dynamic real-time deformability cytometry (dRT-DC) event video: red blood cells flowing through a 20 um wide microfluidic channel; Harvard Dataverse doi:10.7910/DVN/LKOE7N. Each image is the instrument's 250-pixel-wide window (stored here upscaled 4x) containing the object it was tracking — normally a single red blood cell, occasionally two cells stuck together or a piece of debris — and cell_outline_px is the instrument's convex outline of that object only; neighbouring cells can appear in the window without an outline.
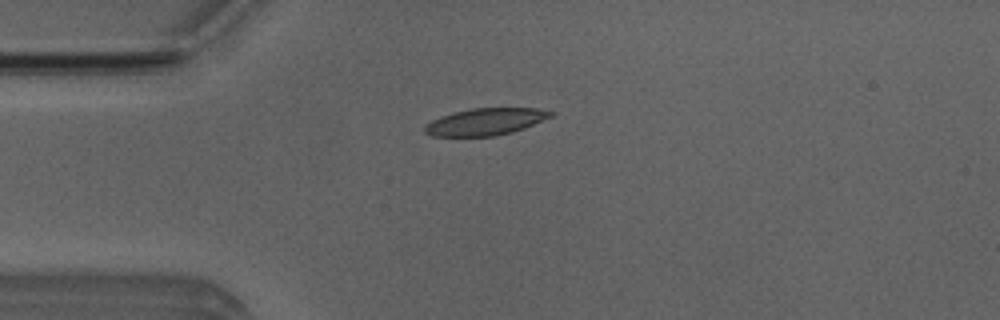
{"species": "Egyptian fruit bat (a non-hibernating species)", "species_latin": "Rousettus aegyptiacus", "temperature_condition": "room temperature", "stored_images_in_passage": 42, "camera_frame_rate_fps": 3000, "um_per_image_px": 0.085, "animal": {"sex": "male"}, "frame": {"image": 1, "passage_image": 9, "time_ms": 2.667, "image_size_px": [1000, 320], "cell_outline_px": [[556, 112], [552, 116], [524, 128], [512, 132], [496, 136], [432, 136], [424, 132], [424, 124], [440, 116], [452, 112], [472, 108], [536, 108]], "centroid_in_image_um": [41.24, 10.34], "position_along_channel_um": 43.8, "area_um2": 19.88}}
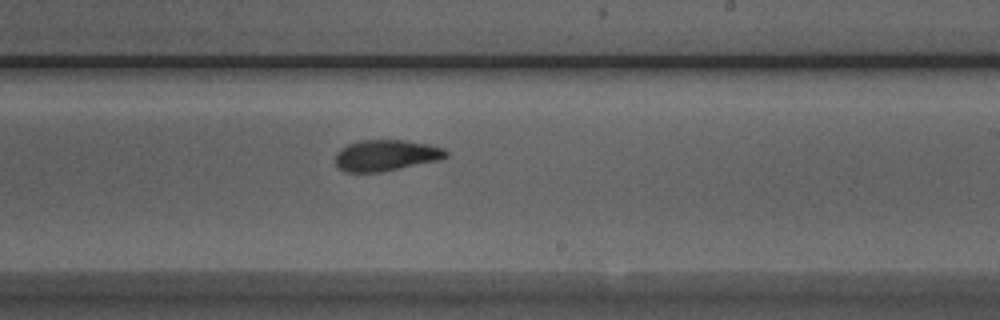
{"frame": {"image": 2, "passage_image": 27, "time_ms": 8.667, "image_size_px": [1000, 320], "cell_outline_px": [[448, 156], [440, 160], [380, 172], [348, 172], [340, 168], [336, 164], [336, 152], [340, 148], [348, 144], [360, 140], [404, 140], [428, 144], [444, 148], [448, 152]], "centroid_in_image_um": [32.82, 13.2], "position_along_channel_um": 256.2, "area_um2": 20.06}}
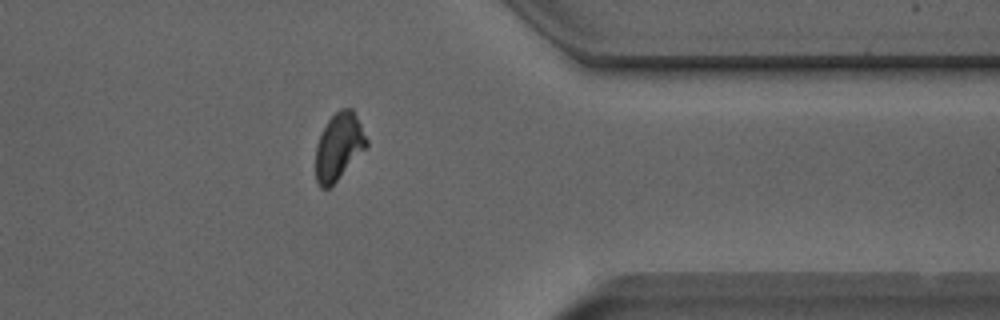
{"frame": {"image": 3, "passage_image": 38, "time_ms": 12.333, "image_size_px": [1000, 320], "cell_outline_px": [[368, 144], [336, 180], [328, 188], [320, 188], [316, 180], [316, 144], [328, 120], [340, 108], [352, 108], [368, 140]], "centroid_in_image_um": [28.78, 12.43], "position_along_channel_um": 382.6, "area_um2": 19.25}, "authors_computed_cell_mechanics": {"area_um2": 20.4612, "velocity_mm_per_s": 3.8437, "shape_relaxation_time_tau1_ms": 4.3489, "shape_relaxation_time_tau2_ms": 2.3908, "deformation_change_tau1": 0.1693, "deformation_change_tau2": 0.0934}}